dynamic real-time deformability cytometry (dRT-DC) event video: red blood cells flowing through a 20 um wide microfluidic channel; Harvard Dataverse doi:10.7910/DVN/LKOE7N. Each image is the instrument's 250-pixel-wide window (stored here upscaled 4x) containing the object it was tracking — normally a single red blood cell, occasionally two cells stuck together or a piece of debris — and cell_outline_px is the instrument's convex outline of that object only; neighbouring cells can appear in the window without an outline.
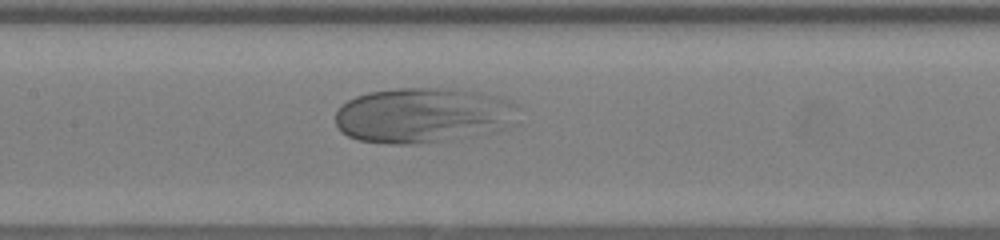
{"species": "human", "species_latin": "Homo sapiens", "temperature_condition": "warm", "stored_images_in_passage": 40, "camera_frame_rate_fps": 3000, "um_per_image_px": 0.085, "donor": {"sex": "female"}, "frame": {"image": 1, "passage_image": 18, "time_ms": 5.667, "image_size_px": [1000, 240], "cell_outline_px": [[516, 104], [508, 128], [492, 132], [444, 140], [412, 144], [392, 144], [360, 140], [348, 136], [340, 132], [336, 124], [336, 112], [348, 100], [356, 96], [368, 92], [396, 88], [452, 88], [480, 92], [496, 96], [508, 100]], "centroid_in_image_um": [35.91, 9.79], "position_along_channel_um": 171.5, "area_um2": 58.49}}
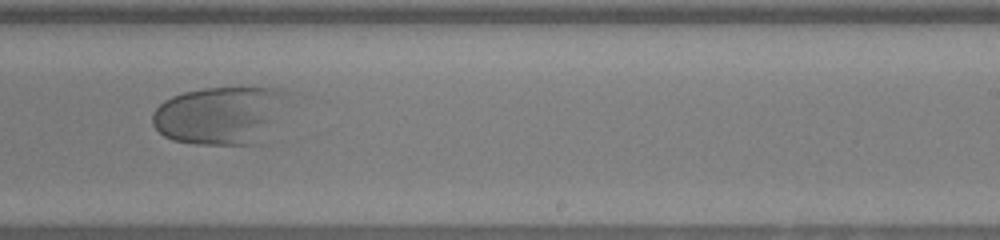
{"frame": {"image": 2, "passage_image": 24, "time_ms": 7.667, "image_size_px": [1000, 240], "cell_outline_px": [[292, 92], [268, 144], [196, 144], [172, 140], [164, 136], [152, 124], [152, 112], [164, 100], [172, 96], [184, 92], [204, 88], [244, 84], [280, 88]], "centroid_in_image_um": [18.88, 9.76], "position_along_channel_um": 270.1, "area_um2": 48.21}}
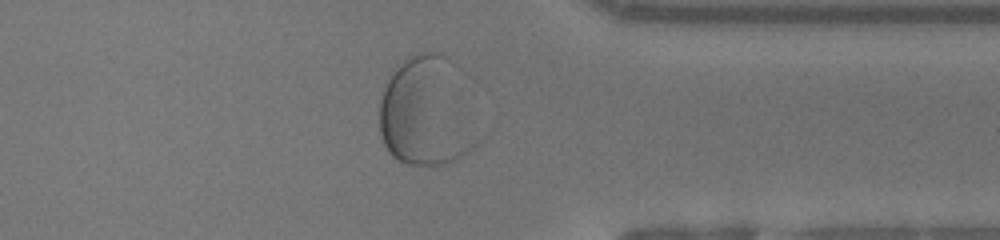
{"frame": {"image": 3, "passage_image": 31, "time_ms": 10.0, "image_size_px": [1000, 240], "cell_outline_px": [[480, 140], [468, 152], [456, 160], [448, 164], [408, 164], [396, 160], [388, 152], [384, 144], [380, 132], [380, 100], [384, 88], [396, 64], [408, 56], [420, 52], [436, 52], [444, 56], [452, 64]], "centroid_in_image_um": [36.19, 9.55], "position_along_channel_um": 375.2, "area_um2": 61.85}}